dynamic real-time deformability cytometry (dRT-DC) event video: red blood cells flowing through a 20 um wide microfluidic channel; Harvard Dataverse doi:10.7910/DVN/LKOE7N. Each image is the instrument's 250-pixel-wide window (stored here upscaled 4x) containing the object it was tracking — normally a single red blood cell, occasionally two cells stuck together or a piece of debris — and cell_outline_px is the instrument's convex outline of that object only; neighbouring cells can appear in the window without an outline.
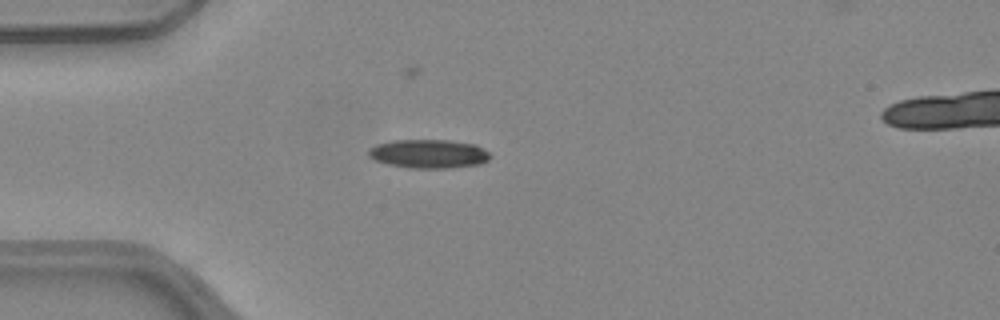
{"species": "common noctule bat (a hibernating species)", "species_latin": "Nyctalus noctula", "temperature_condition": "warm", "stored_images_in_passage": 7, "camera_frame_rate_fps": 3000, "um_per_image_px": 0.085, "animal": {"sex": "female", "body_mass_g": 24.6, "forearm_length_mm": 56.2}, "frame": {"image": 1, "passage_image": 1, "time_ms": 0.0, "image_size_px": [1000, 320], "cell_outline_px": [[492, 156], [488, 160], [480, 164], [448, 168], [408, 168], [388, 164], [376, 160], [368, 156], [368, 152], [376, 144], [392, 140], [448, 140], [476, 144], [488, 152]], "centroid_in_image_um": [36.46, 13.07], "position_along_channel_um": 48.5, "area_um2": 20.4}}
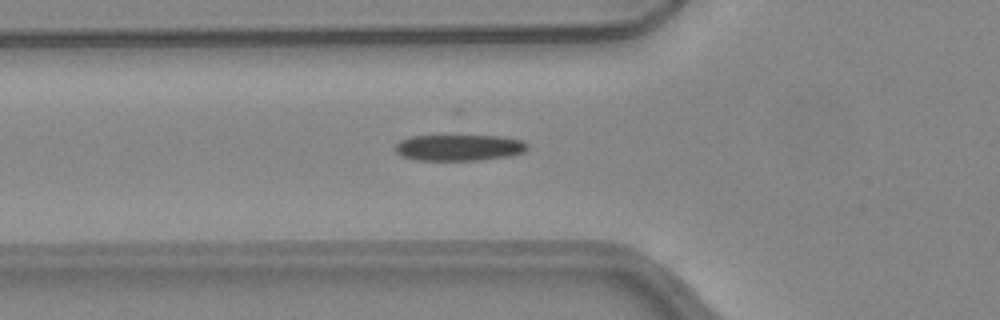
{"frame": {"image": 2, "passage_image": 5, "time_ms": 1.333, "image_size_px": [1000, 320], "cell_outline_px": [[528, 148], [524, 152], [512, 156], [476, 160], [416, 160], [400, 156], [392, 148], [400, 140], [412, 136], [500, 136], [524, 140], [528, 144]], "centroid_in_image_um": [39.02, 12.55], "position_along_channel_um": 86.8, "area_um2": 20.4}}